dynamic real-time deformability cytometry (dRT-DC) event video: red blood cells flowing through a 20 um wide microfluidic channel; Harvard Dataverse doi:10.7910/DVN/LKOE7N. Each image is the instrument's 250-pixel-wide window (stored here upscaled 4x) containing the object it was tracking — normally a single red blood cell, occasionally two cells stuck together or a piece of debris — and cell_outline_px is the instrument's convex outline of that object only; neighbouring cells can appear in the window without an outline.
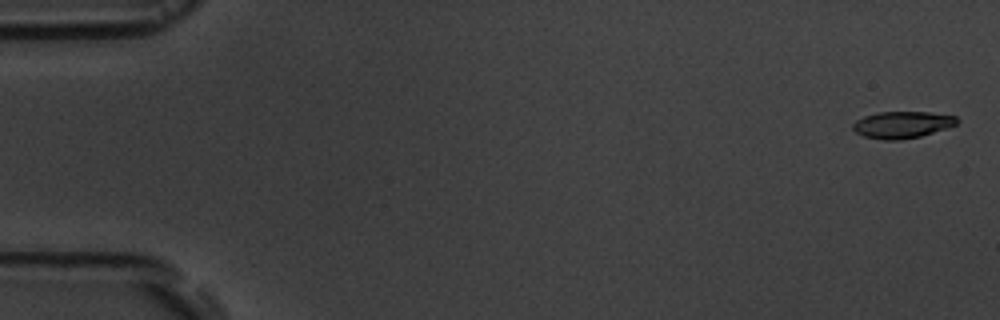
{"species": "common noctule bat (a hibernating species)", "species_latin": "Nyctalus noctula", "temperature_condition": "room temperature", "stored_images_in_passage": 4, "camera_frame_rate_fps": 3000, "um_per_image_px": 0.085, "animal": {"sex": "male", "body_mass_g": 19.5, "forearm_length_mm": 54.6}, "frame": {"image": 1, "passage_image": 1, "time_ms": 0.0, "image_size_px": [1000, 320], "cell_outline_px": [[960, 120], [956, 124], [920, 136], [900, 140], [884, 140], [864, 136], [856, 132], [852, 128], [852, 124], [856, 120], [864, 116], [876, 112], [928, 112], [956, 116]], "centroid_in_image_um": [76.65, 10.59], "position_along_channel_um": 8.3, "area_um2": 16.13}}